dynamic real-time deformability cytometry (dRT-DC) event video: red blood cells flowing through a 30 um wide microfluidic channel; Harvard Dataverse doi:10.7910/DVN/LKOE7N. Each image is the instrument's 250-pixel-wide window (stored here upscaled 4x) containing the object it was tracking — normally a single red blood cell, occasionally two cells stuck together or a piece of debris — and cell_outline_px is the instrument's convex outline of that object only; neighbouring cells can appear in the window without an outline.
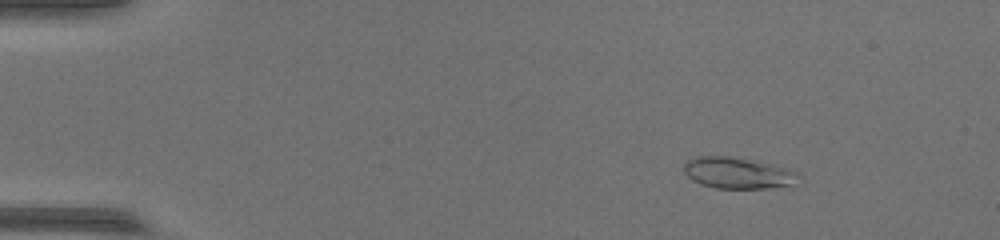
{"species": "common noctule bat (a hibernating species)", "species_latin": "Nyctalus noctula", "temperature_condition": "warm", "stored_images_in_passage": 42, "camera_frame_rate_fps": 3000, "um_per_image_px": 0.085, "animal": {"sex": "female", "body_mass_g": 17.0, "forearm_length_mm": 48.0}, "frame": {"image": 1, "passage_image": 8, "time_ms": 2.333, "image_size_px": [1000, 240], "cell_outline_px": [[796, 172], [792, 184], [764, 188], [716, 188], [700, 184], [692, 180], [684, 172], [684, 164], [688, 160], [696, 156], [732, 156], [772, 164]], "centroid_in_image_um": [62.59, 14.69], "position_along_channel_um": 22.4, "area_um2": 20.4}}
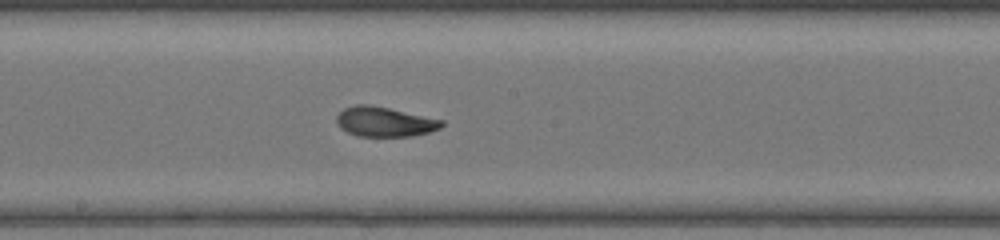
{"frame": {"image": 2, "passage_image": 30, "time_ms": 9.667, "image_size_px": [1000, 240], "cell_outline_px": [[444, 124], [440, 128], [428, 132], [412, 136], [356, 136], [340, 128], [336, 120], [336, 116], [344, 108], [356, 104], [368, 104], [388, 108], [444, 120]], "centroid_in_image_um": [32.67, 10.35], "position_along_channel_um": 215.5, "area_um2": 18.15}}
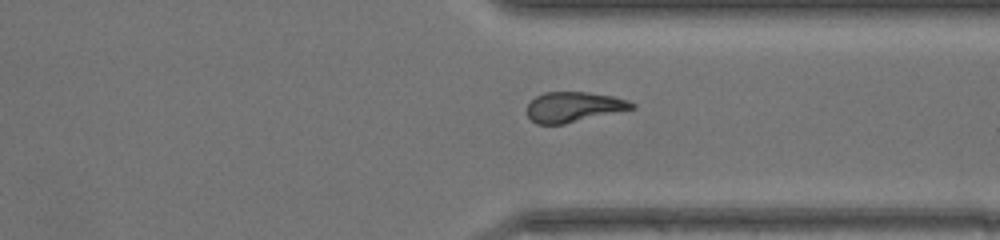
{"frame": {"image": 3, "passage_image": 42, "time_ms": 13.667, "image_size_px": [1000, 240], "cell_outline_px": [[636, 108], [564, 124], [536, 124], [528, 116], [528, 104], [536, 96], [544, 92], [588, 92], [612, 96], [628, 100], [636, 104]], "centroid_in_image_um": [48.78, 9.09], "position_along_channel_um": 362.6, "area_um2": 18.38}}